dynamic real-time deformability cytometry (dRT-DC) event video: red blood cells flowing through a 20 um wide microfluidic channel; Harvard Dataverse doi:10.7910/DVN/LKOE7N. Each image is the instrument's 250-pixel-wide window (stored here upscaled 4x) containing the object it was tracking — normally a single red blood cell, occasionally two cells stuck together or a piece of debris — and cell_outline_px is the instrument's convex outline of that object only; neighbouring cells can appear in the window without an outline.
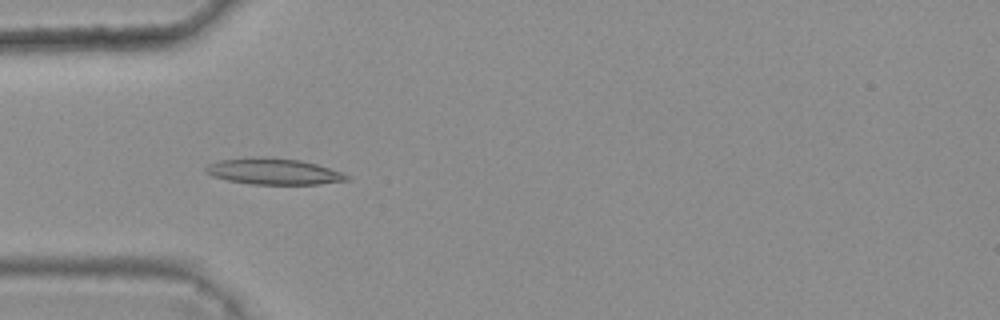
{"species": "common noctule bat (a hibernating species)", "species_latin": "Nyctalus noctula", "temperature_condition": "warm", "stored_images_in_passage": 4, "camera_frame_rate_fps": 3000, "um_per_image_px": 0.085, "animal": {"sex": "female", "body_mass_g": 25.1}, "frame": {"image": 1, "passage_image": 4, "time_ms": 1.0, "image_size_px": [1000, 320], "cell_outline_px": [[352, 176], [348, 180], [320, 184], [252, 184], [228, 180], [212, 176], [204, 168], [208, 164], [220, 160], [256, 156], [264, 156], [300, 160], [316, 164], [344, 172]], "centroid_in_image_um": [23.3, 14.56], "position_along_channel_um": 61.7, "area_um2": 21.62}}